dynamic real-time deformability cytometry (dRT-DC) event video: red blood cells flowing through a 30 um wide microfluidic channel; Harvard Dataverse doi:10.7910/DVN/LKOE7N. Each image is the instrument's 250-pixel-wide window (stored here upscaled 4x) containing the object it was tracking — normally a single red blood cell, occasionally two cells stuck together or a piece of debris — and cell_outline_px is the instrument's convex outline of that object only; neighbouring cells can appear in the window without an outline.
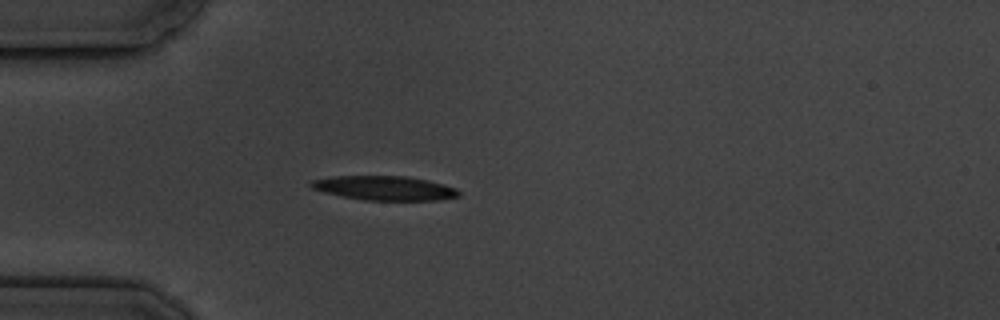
{"species": "common noctule bat (a hibernating species)", "species_latin": "Nyctalus noctula", "temperature_condition": "cold", "stored_images_in_passage": 2, "camera_frame_rate_fps": 3000, "um_per_image_px": 0.085, "animal": {"sex": "male", "body_mass_g": 19.5, "forearm_length_mm": 54.6}, "frame": {"image": 1, "passage_image": 2, "time_ms": 1.0, "image_size_px": [1000, 320], "cell_outline_px": [[460, 196], [440, 200], [364, 200], [324, 192], [312, 188], [308, 184], [312, 180], [332, 176], [408, 176], [428, 180], [444, 184], [456, 188], [460, 192]], "centroid_in_image_um": [32.71, 15.98], "position_along_channel_um": 52.3, "area_um2": 20.92}}